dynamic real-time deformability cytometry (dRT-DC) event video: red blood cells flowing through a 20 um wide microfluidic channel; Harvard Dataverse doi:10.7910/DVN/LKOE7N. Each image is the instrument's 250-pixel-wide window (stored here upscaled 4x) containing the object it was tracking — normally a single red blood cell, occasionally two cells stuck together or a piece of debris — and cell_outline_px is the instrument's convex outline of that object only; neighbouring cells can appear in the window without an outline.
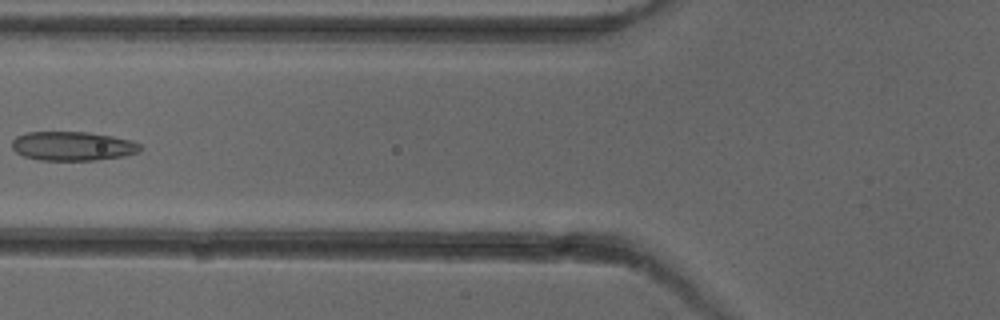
{"species": "common noctule bat (a hibernating species)", "species_latin": "Nyctalus noctula", "temperature_condition": "cold", "stored_images_in_passage": 6, "camera_frame_rate_fps": 3000, "um_per_image_px": 0.085, "animal": {"sex": "female"}, "frame": {"image": 1, "passage_image": 5, "time_ms": 5.667, "image_size_px": [1000, 320], "cell_outline_px": [[144, 148], [140, 152], [124, 156], [96, 160], [40, 160], [24, 156], [16, 152], [12, 148], [12, 140], [16, 136], [28, 132], [88, 132], [112, 136], [132, 140], [140, 144]], "centroid_in_image_um": [6.21, 12.42], "position_along_channel_um": 119.6, "area_um2": 21.91}}
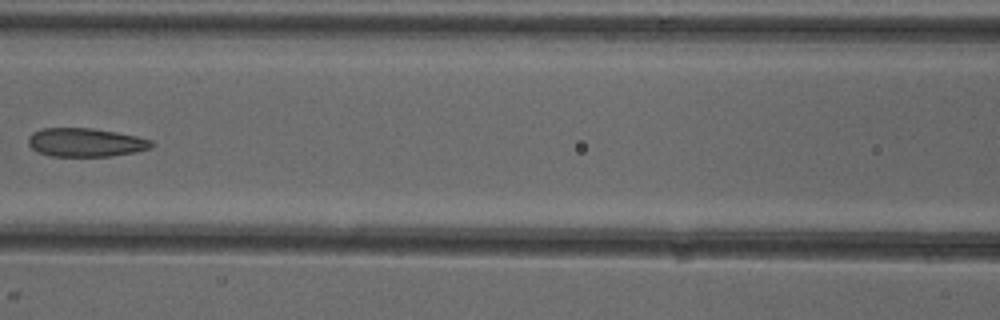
{"frame": {"image": 2, "passage_image": 6, "time_ms": 6.667, "image_size_px": [1000, 320], "cell_outline_px": [[156, 144], [152, 148], [136, 152], [112, 156], [52, 156], [36, 152], [28, 144], [28, 136], [32, 132], [40, 128], [92, 128], [116, 132], [136, 136], [152, 140]], "centroid_in_image_um": [7.28, 12.1], "position_along_channel_um": 159.3, "area_um2": 20.81}}